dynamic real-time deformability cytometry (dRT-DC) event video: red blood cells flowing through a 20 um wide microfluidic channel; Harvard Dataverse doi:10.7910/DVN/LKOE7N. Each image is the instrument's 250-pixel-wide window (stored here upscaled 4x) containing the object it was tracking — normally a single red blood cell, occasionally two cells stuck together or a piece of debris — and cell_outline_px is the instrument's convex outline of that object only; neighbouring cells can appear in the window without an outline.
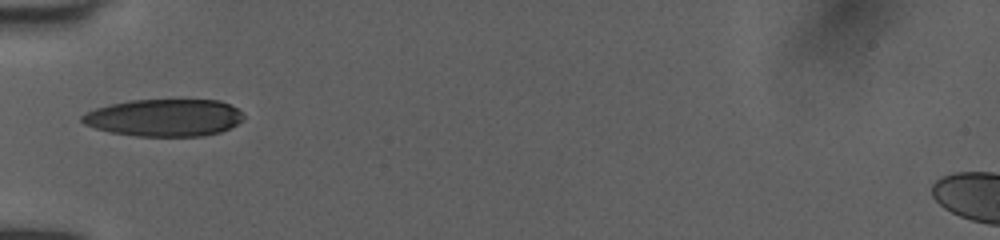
{"species": "human", "species_latin": "Homo sapiens", "temperature_condition": "room temperature", "stored_images_in_passage": 31, "camera_frame_rate_fps": 3000, "um_per_image_px": 0.085, "donor": {"sex": "female"}, "frame": {"image": 1, "passage_image": 1, "time_ms": 0.0, "image_size_px": [1000, 240], "cell_outline_px": [[244, 120], [220, 132], [204, 136], [136, 136], [108, 132], [84, 124], [80, 120], [80, 116], [96, 108], [108, 104], [132, 100], [220, 100], [236, 108], [244, 116]], "centroid_in_image_um": [13.95, 10.0], "position_along_channel_um": 71.1, "area_um2": 35.08}}
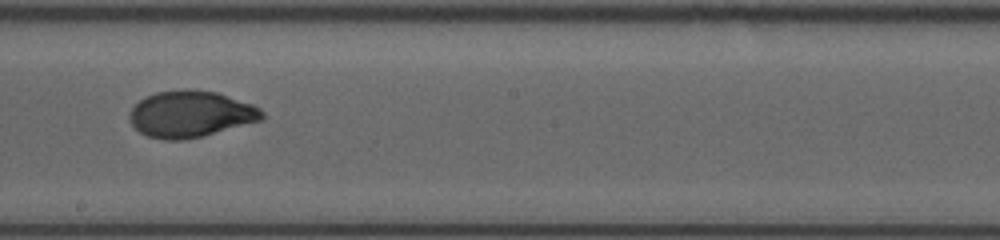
{"frame": {"image": 2, "passage_image": 13, "time_ms": 4.0, "image_size_px": [1000, 240], "cell_outline_px": [[264, 120], [184, 140], [164, 140], [148, 136], [140, 132], [132, 124], [128, 116], [128, 112], [144, 96], [156, 92], [184, 88], [188, 88], [216, 92], [252, 104], [260, 108], [264, 112]], "centroid_in_image_um": [16.19, 9.68], "position_along_channel_um": 232.0, "area_um2": 36.01}}
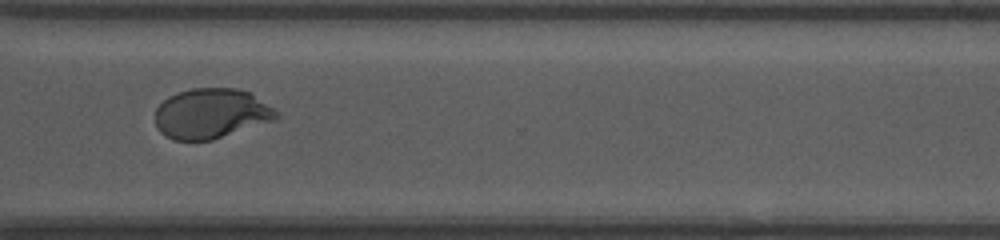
{"frame": {"image": 3, "passage_image": 22, "time_ms": 7.0, "image_size_px": [1000, 240], "cell_outline_px": [[280, 116], [276, 120], [212, 140], [172, 140], [160, 132], [156, 128], [156, 108], [168, 96], [176, 92], [192, 88], [236, 88], [252, 92], [276, 108]], "centroid_in_image_um": [17.99, 9.64], "position_along_channel_um": 352.6, "area_um2": 35.89}, "authors_computed_cell_mechanics": {"area_um2": 35.7782, "velocity_mm_per_s": 4.0422, "shape_relaxation_time_tau1_ms": 3.8349, "shape_relaxation_time_tau2_ms": 0.7703, "deformation_change_tau1": 0.1911, "deformation_change_tau2": 0.0463}}